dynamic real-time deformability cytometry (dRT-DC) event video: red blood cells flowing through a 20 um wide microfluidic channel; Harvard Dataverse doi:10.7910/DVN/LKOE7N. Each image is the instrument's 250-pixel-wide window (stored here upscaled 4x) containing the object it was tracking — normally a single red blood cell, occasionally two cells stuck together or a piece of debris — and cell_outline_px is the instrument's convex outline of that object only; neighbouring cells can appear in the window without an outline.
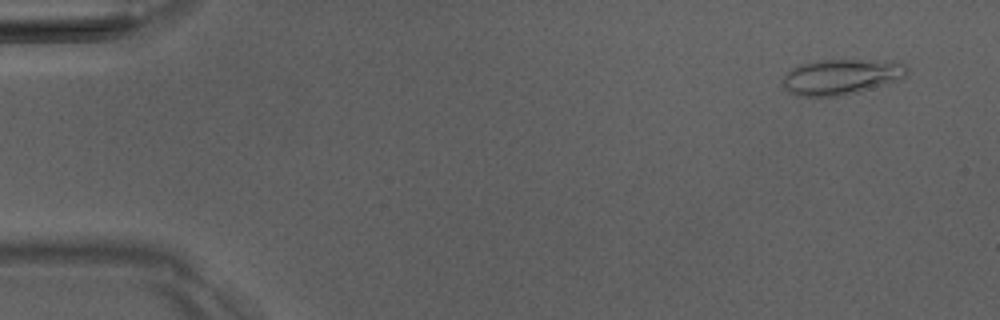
{"species": "Egyptian fruit bat (a non-hibernating species)", "species_latin": "Rousettus aegyptiacus", "temperature_condition": "room temperature", "stored_images_in_passage": 4, "camera_frame_rate_fps": 3000, "um_per_image_px": 0.085, "animal": {"sex": "male"}, "frame": {"image": 1, "passage_image": 1, "time_ms": 0.0, "image_size_px": [1000, 320], "cell_outline_px": [[908, 72], [904, 76], [896, 80], [844, 96], [796, 96], [788, 92], [784, 88], [784, 76], [792, 68], [800, 64], [820, 60], [892, 60], [904, 64], [908, 68]], "centroid_in_image_um": [71.49, 6.52], "position_along_channel_um": 13.5, "area_um2": 25.61}}